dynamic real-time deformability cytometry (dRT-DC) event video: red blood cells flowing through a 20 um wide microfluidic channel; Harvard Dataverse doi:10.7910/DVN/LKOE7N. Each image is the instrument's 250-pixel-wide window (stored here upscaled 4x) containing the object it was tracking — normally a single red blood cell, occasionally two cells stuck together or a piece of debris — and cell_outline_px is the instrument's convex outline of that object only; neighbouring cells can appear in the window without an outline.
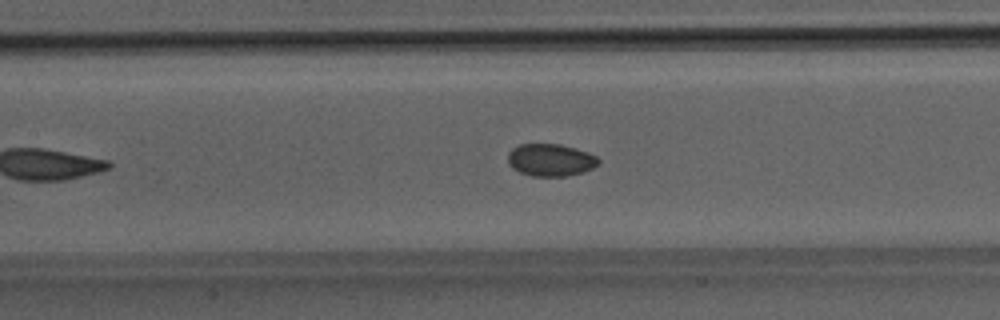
{"species": "Egyptian fruit bat (a non-hibernating species)", "species_latin": "Rousettus aegyptiacus", "temperature_condition": "room temperature", "stored_images_in_passage": 23, "camera_frame_rate_fps": 3000, "um_per_image_px": 0.085, "animal": {"sex": "male"}, "frame": {"image": 1, "passage_image": 14, "time_ms": 4.333, "image_size_px": [1000, 320], "cell_outline_px": [[600, 164], [584, 172], [564, 176], [532, 176], [520, 172], [512, 168], [508, 164], [508, 152], [512, 148], [520, 144], [560, 144], [576, 148], [588, 152], [596, 156], [600, 160]], "centroid_in_image_um": [46.8, 13.59], "position_along_channel_um": 160.6, "area_um2": 17.22}}